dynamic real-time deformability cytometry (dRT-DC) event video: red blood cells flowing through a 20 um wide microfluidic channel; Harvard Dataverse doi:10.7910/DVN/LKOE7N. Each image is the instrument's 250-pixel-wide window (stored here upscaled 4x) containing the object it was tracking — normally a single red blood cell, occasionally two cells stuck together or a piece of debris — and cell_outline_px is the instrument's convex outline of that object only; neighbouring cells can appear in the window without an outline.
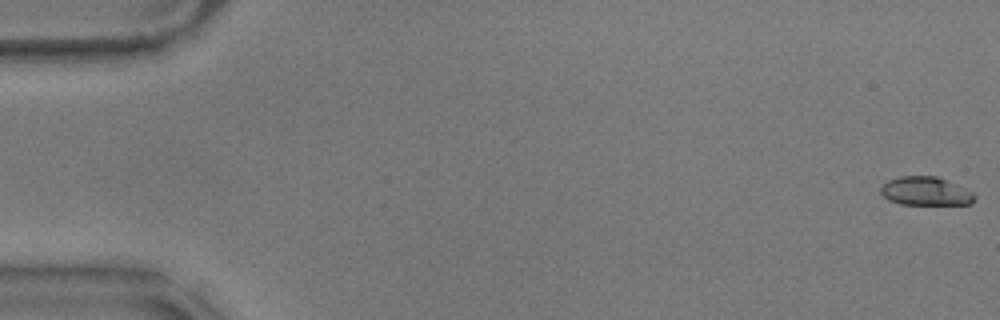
{"species": "common noctule bat (a hibernating species)", "species_latin": "Nyctalus noctula", "temperature_condition": "warm", "stored_images_in_passage": 10, "camera_frame_rate_fps": 3000, "um_per_image_px": 0.085, "animal": {"sex": "male", "body_mass_g": 17.9}, "frame": {"image": 1, "passage_image": 1, "time_ms": 0.0, "image_size_px": [1000, 320], "cell_outline_px": [[976, 196], [972, 204], [900, 204], [888, 200], [880, 192], [880, 188], [888, 180], [900, 176], [936, 176], [972, 192]], "centroid_in_image_um": [78.65, 16.26], "position_along_channel_um": 6.4, "area_um2": 15.43}}